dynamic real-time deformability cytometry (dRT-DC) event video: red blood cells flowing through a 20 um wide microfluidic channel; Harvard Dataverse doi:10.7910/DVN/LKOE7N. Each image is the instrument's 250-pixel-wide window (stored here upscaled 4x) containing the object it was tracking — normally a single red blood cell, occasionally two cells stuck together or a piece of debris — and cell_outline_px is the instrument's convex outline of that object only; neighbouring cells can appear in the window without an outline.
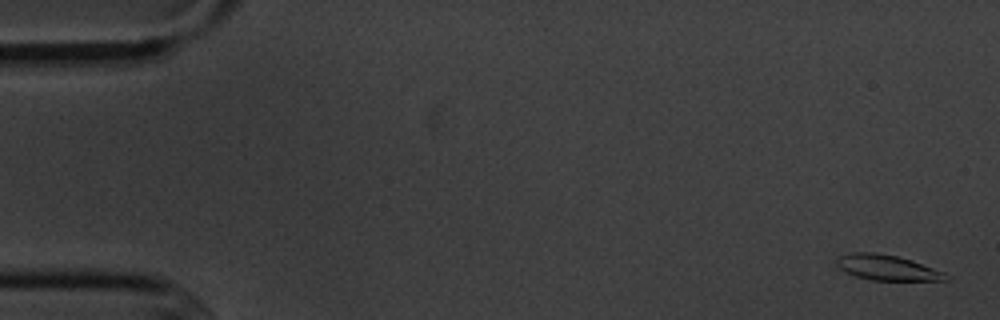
{"species": "common noctule bat (a hibernating species)", "species_latin": "Nyctalus noctula", "temperature_condition": "cold", "stored_images_in_passage": 5, "camera_frame_rate_fps": 3000, "um_per_image_px": 0.085, "animal": {"sex": "male", "body_mass_g": 20.1, "forearm_length_mm": 53.5}, "frame": {"image": 1, "passage_image": 1, "time_ms": 0.0, "image_size_px": [1000, 320], "cell_outline_px": [[952, 276], [948, 280], [872, 280], [856, 276], [840, 268], [836, 264], [836, 260], [840, 256], [852, 252], [876, 252], [896, 256], [912, 260], [944, 272]], "centroid_in_image_um": [75.44, 22.74], "position_along_channel_um": 9.6, "area_um2": 16.01}}